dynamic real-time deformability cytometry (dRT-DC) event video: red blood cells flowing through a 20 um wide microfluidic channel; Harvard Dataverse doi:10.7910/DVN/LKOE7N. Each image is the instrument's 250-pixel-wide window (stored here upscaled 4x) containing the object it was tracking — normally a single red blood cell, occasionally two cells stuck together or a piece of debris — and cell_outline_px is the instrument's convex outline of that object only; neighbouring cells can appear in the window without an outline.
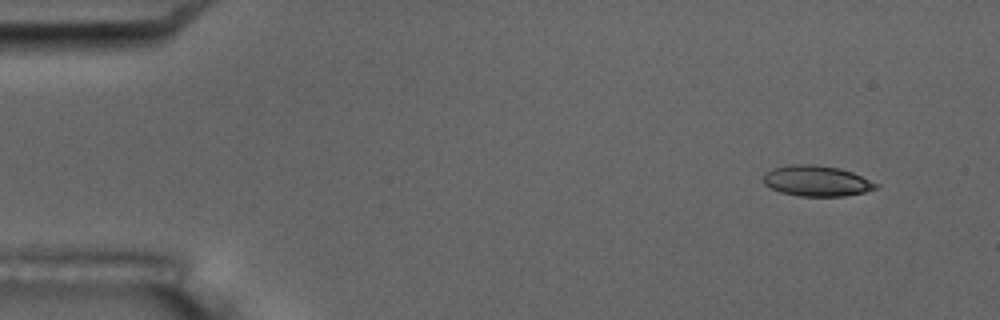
{"species": "common noctule bat (a hibernating species)", "species_latin": "Nyctalus noctula", "temperature_condition": "room temperature", "stored_images_in_passage": 10, "camera_frame_rate_fps": 3000, "um_per_image_px": 0.085, "animal": {"sex": "male", "body_mass_g": 17.5, "forearm_length_mm": 52.3}, "frame": {"image": 1, "passage_image": 1, "time_ms": 0.0, "image_size_px": [1000, 320], "cell_outline_px": [[880, 184], [876, 188], [864, 192], [844, 196], [800, 196], [780, 192], [764, 184], [764, 172], [772, 168], [796, 164], [812, 164], [840, 168], [852, 172]], "centroid_in_image_um": [69.42, 15.37], "position_along_channel_um": 15.6, "area_um2": 20.06}}
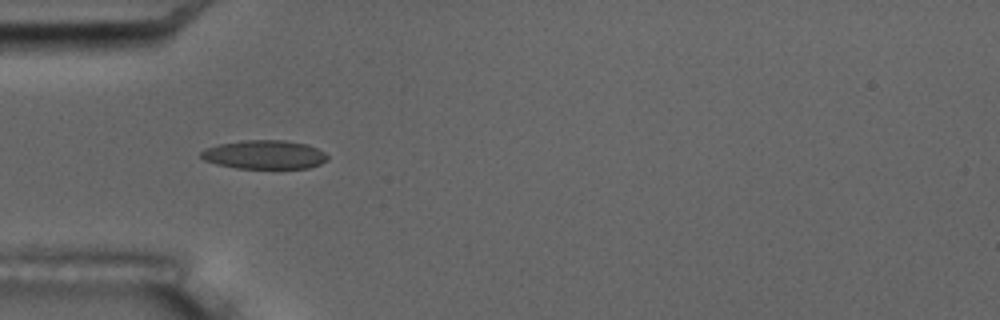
{"frame": {"image": 2, "passage_image": 5, "time_ms": 4.333, "image_size_px": [1000, 320], "cell_outline_px": [[328, 160], [320, 164], [308, 168], [236, 168], [216, 164], [204, 160], [200, 156], [200, 152], [204, 148], [220, 144], [244, 140], [284, 140], [304, 144], [316, 148], [324, 152], [328, 156]], "centroid_in_image_um": [22.46, 13.15], "position_along_channel_um": 62.5, "area_um2": 21.15}}